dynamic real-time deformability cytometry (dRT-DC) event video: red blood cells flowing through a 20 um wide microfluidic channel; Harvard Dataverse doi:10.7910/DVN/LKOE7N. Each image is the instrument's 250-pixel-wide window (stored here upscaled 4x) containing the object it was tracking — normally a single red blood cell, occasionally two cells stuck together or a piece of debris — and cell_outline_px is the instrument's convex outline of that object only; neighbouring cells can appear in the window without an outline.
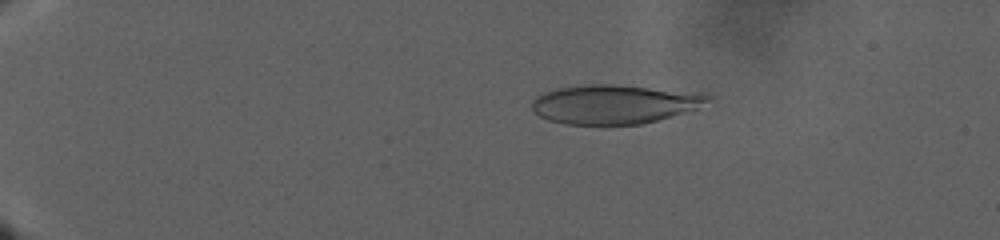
{"species": "human", "species_latin": "Homo sapiens", "temperature_condition": "warm", "stored_images_in_passage": 122, "camera_frame_rate_fps": 3000, "um_per_image_px": 0.085, "donor": {"sex": "male"}, "frame": {"image": 1, "passage_image": 27, "time_ms": 8.667, "image_size_px": [1000, 240], "cell_outline_px": [[712, 96], [708, 100], [696, 108], [672, 116], [644, 124], [564, 124], [548, 120], [540, 116], [532, 108], [532, 100], [536, 96], [556, 88], [588, 84], [616, 84], [700, 92]], "centroid_in_image_um": [52.21, 8.84], "position_along_channel_um": 32.8, "area_um2": 40.06}}
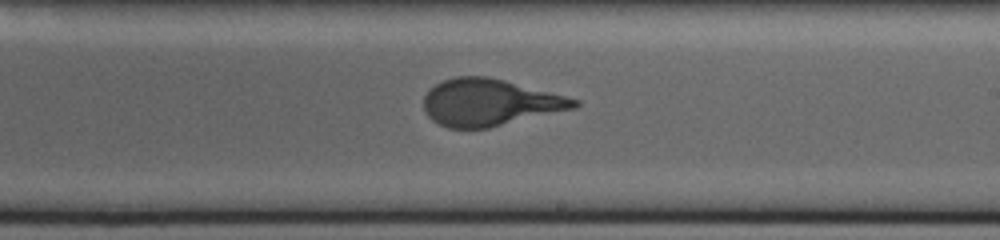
{"frame": {"image": 2, "passage_image": 80, "time_ms": 26.333, "image_size_px": [1000, 240], "cell_outline_px": [[580, 104], [576, 108], [488, 128], [448, 128], [432, 120], [428, 116], [424, 108], [424, 96], [436, 84], [444, 80], [456, 76], [488, 76], [504, 80], [580, 100]], "centroid_in_image_um": [41.62, 8.71], "position_along_channel_um": 247.4, "area_um2": 40.75}}
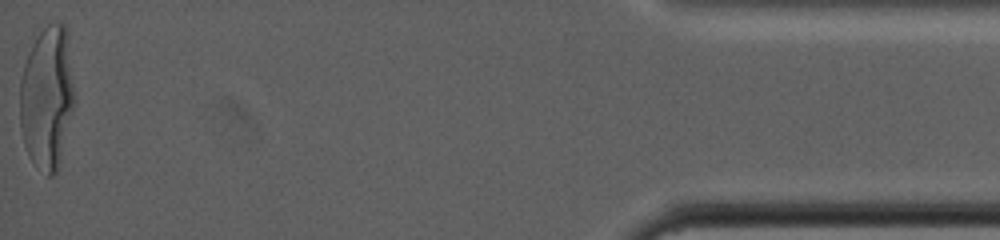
{"frame": {"image": 3, "passage_image": 122, "time_ms": 40.333, "image_size_px": [1000, 240], "cell_outline_px": [[72, 112], [60, 160], [56, 172], [52, 176], [48, 176], [28, 156], [24, 144], [20, 128], [20, 80], [24, 64], [28, 52], [36, 36], [48, 24], [64, 24], [72, 84]], "centroid_in_image_um": [3.94, 8.34], "position_along_channel_um": 431.3, "area_um2": 44.16}}